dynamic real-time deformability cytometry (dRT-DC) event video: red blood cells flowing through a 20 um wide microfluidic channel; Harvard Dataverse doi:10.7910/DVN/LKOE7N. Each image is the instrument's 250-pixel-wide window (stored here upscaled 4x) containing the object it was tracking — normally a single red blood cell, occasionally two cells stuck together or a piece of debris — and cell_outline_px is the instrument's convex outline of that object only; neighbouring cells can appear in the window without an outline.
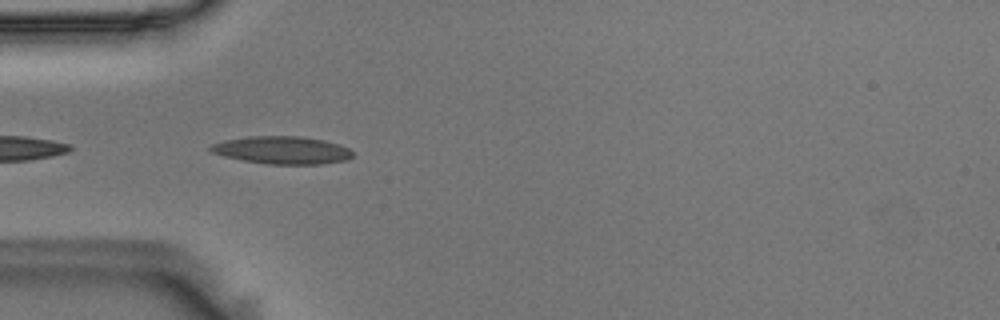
{"species": "Egyptian fruit bat (a non-hibernating species)", "species_latin": "Rousettus aegyptiacus", "temperature_condition": "room temperature", "stored_images_in_passage": 5, "camera_frame_rate_fps": 3000, "um_per_image_px": 0.085, "animal": {"sex": "male"}, "frame": {"image": 1, "passage_image": 2, "time_ms": 0.333, "image_size_px": [1000, 320], "cell_outline_px": [[352, 156], [344, 160], [320, 164], [268, 164], [244, 160], [224, 156], [212, 152], [208, 148], [212, 144], [224, 140], [248, 136], [300, 136], [324, 140], [340, 144], [348, 148], [352, 152]], "centroid_in_image_um": [23.97, 12.75], "position_along_channel_um": 61.0, "area_um2": 22.77}}